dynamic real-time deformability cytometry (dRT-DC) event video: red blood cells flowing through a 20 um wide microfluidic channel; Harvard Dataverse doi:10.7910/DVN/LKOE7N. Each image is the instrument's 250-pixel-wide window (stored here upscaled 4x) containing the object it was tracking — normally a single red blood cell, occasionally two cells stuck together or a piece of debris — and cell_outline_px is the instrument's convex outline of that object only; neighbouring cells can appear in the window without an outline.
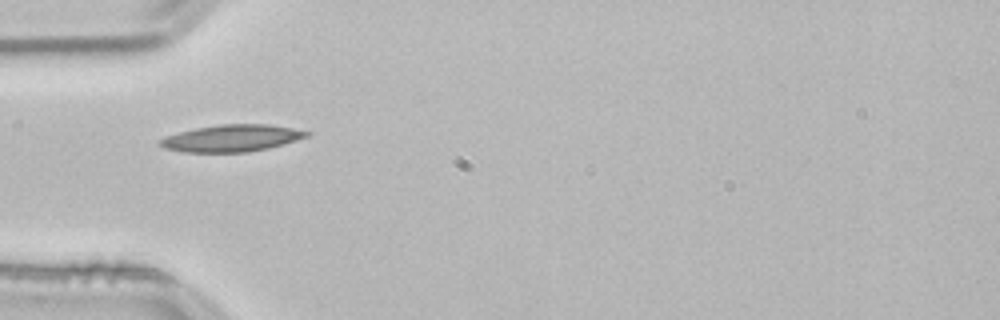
{"species": "common noctule bat (a hibernating species)", "species_latin": "Nyctalus noctula", "temperature_condition": "room temperature", "stored_images_in_passage": 34, "camera_frame_rate_fps": 3000, "um_per_image_px": 0.085, "animal": {"sex": "male", "body_mass_g": 21.5, "forearm_length_mm": 52.0}, "frame": {"image": 1, "passage_image": 1, "time_ms": 0.0, "image_size_px": [1000, 320], "cell_outline_px": [[312, 132], [308, 136], [296, 140], [268, 148], [248, 152], [184, 152], [164, 148], [156, 144], [156, 140], [180, 132], [196, 128], [220, 124], [268, 124], [292, 128]], "centroid_in_image_um": [19.66, 11.75], "position_along_channel_um": 65.3, "area_um2": 22.95}}
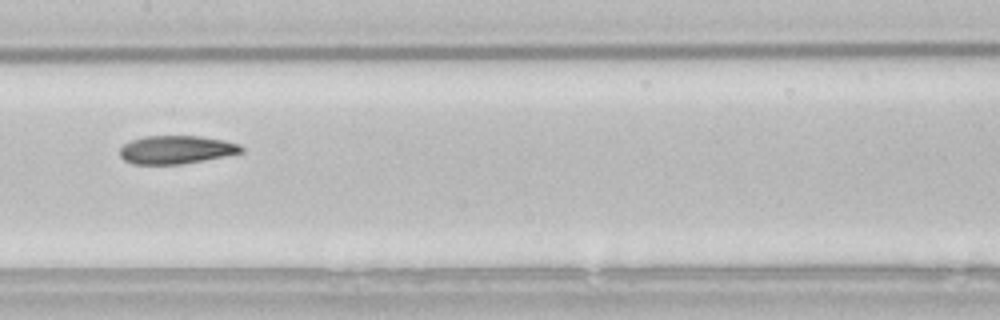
{"frame": {"image": 2, "passage_image": 11, "time_ms": 3.333, "image_size_px": [1000, 320], "cell_outline_px": [[244, 152], [204, 160], [180, 164], [132, 164], [124, 160], [120, 156], [120, 148], [124, 144], [132, 140], [144, 136], [200, 136], [224, 140], [240, 144], [244, 148]], "centroid_in_image_um": [14.99, 12.72], "position_along_channel_um": 192.4, "area_um2": 20.0}}
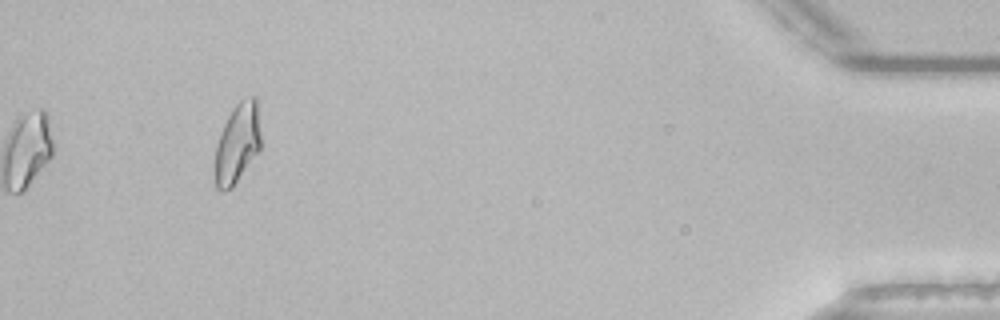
{"frame": {"image": 3, "passage_image": 34, "time_ms": 11.0, "image_size_px": [1000, 320], "cell_outline_px": [[260, 148], [232, 188], [224, 192], [220, 192], [216, 188], [212, 168], [216, 144], [220, 132], [232, 108], [240, 100], [252, 96], [256, 96], [260, 136]], "centroid_in_image_um": [20.11, 12.24], "position_along_channel_um": 415.1, "area_um2": 21.62}, "authors_computed_cell_mechanics": {"area_um2": 20.4612, "velocity_mm_per_s": 3.8148, "shape_relaxation_time_tau1_ms": 7.8249, "shape_relaxation_time_tau2_ms": 3.1299, "deformation_change_tau1": 0.2046, "deformation_change_tau2": 0.1011}}